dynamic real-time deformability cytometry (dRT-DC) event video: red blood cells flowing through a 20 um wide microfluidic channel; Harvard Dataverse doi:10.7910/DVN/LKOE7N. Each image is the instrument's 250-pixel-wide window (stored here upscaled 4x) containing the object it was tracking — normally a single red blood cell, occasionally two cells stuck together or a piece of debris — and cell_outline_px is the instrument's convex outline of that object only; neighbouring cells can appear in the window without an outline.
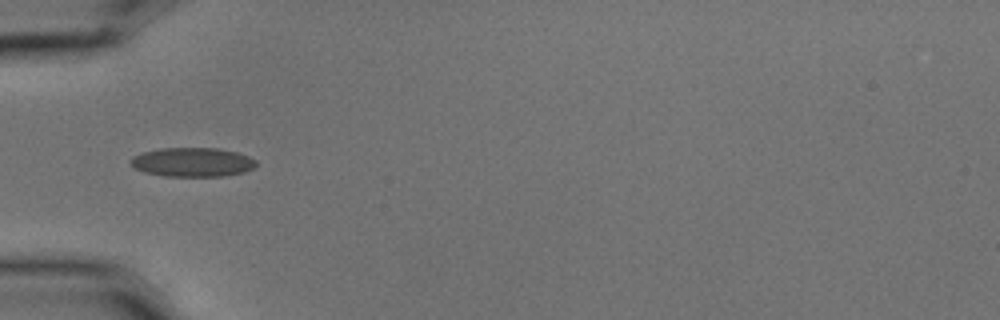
{"species": "common noctule bat (a hibernating species)", "species_latin": "Nyctalus noctula", "temperature_condition": "cold", "stored_images_in_passage": 4, "camera_frame_rate_fps": 3000, "um_per_image_px": 0.085, "animal": {"sex": "male", "body_mass_g": 15.6}, "frame": {"image": 1, "passage_image": 1, "time_ms": 0.0, "image_size_px": [1000, 320], "cell_outline_px": [[256, 164], [252, 168], [244, 172], [224, 176], [164, 176], [144, 172], [132, 168], [128, 160], [132, 156], [144, 152], [160, 148], [216, 148], [236, 152], [248, 156], [256, 160]], "centroid_in_image_um": [16.3, 13.78], "position_along_channel_um": 68.7, "area_um2": 21.39}}
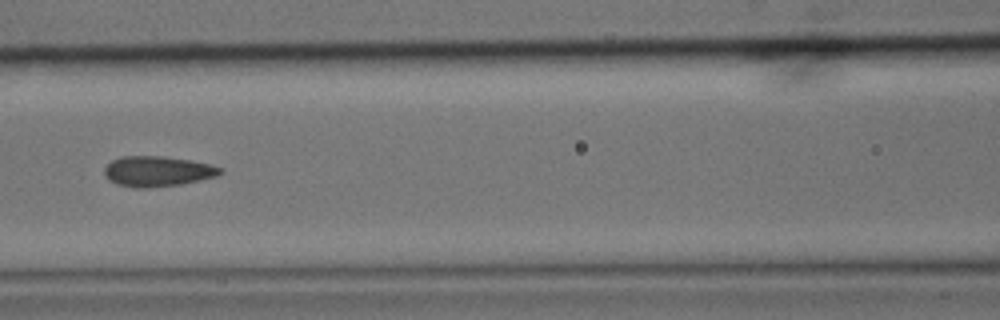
{"frame": {"image": 2, "passage_image": 3, "time_ms": 0.667, "image_size_px": [1000, 320], "cell_outline_px": [[224, 172], [216, 176], [180, 184], [144, 188], [136, 188], [116, 184], [108, 180], [104, 176], [104, 168], [112, 160], [120, 156], [164, 156], [192, 160], [212, 164], [224, 168]], "centroid_in_image_um": [13.39, 14.55], "position_along_channel_um": 153.2, "area_um2": 20.69}}
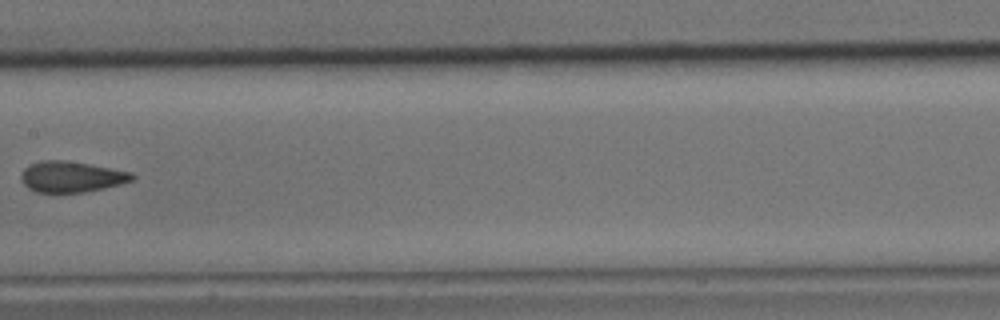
{"frame": {"image": 3, "passage_image": 4, "time_ms": 1.0, "image_size_px": [1000, 320], "cell_outline_px": [[136, 176], [132, 180], [120, 184], [104, 188], [84, 192], [36, 192], [28, 188], [20, 180], [20, 176], [24, 168], [28, 164], [40, 160], [64, 160], [88, 164], [132, 172]], "centroid_in_image_um": [6.03, 15.02], "position_along_channel_um": 201.4, "area_um2": 20.0}}